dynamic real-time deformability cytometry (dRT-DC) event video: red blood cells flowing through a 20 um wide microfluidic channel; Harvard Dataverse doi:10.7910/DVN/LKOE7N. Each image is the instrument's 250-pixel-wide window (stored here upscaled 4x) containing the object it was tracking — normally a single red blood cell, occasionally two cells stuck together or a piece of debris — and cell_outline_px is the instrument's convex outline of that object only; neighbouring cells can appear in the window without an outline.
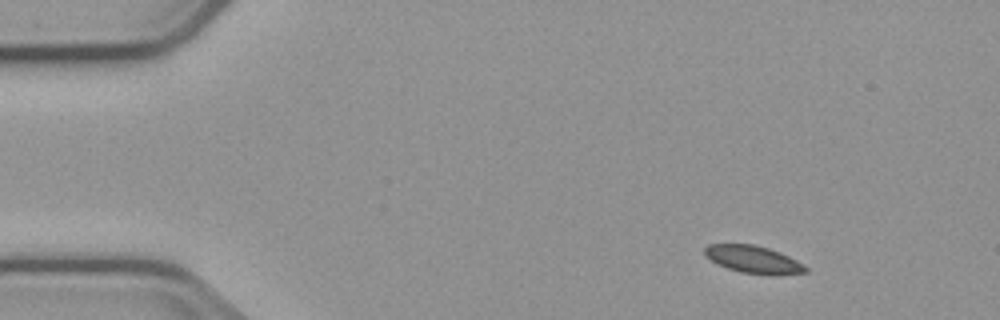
{"species": "common noctule bat (a hibernating species)", "species_latin": "Nyctalus noctula", "temperature_condition": "cold", "stored_images_in_passage": 4, "segment_of_instrument_passage": [1, 2], "camera_frame_rate_fps": 3000, "um_per_image_px": 0.085, "animal": {"sex": "male", "body_mass_g": 23.1, "forearm_length_mm": 52.7}, "frame": {"image": 1, "passage_image": 1, "time_ms": 0.0, "image_size_px": [1000, 320], "cell_outline_px": [[808, 272], [740, 272], [716, 264], [704, 256], [704, 248], [708, 244], [752, 244], [768, 248], [780, 252], [804, 264], [808, 268]], "centroid_in_image_um": [63.92, 21.99], "position_along_channel_um": 21.1, "area_um2": 15.43}}